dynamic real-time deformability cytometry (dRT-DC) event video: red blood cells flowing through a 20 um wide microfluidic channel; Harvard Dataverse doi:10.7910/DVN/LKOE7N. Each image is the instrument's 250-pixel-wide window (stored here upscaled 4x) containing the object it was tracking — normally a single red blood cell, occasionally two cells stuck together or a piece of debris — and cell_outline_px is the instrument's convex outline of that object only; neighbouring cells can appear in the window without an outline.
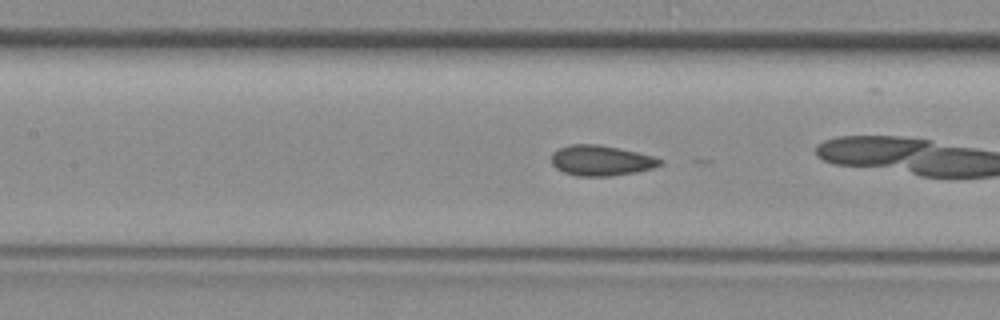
{"species": "common noctule bat (a hibernating species)", "species_latin": "Nyctalus noctula", "temperature_condition": "room temperature", "stored_images_in_passage": 24, "camera_frame_rate_fps": 3000, "um_per_image_px": 0.085, "animal": {"sex": "female", "body_mass_g": 29.2, "forearm_length_mm": 56.3}, "frame": {"image": 1, "passage_image": 7, "time_ms": 2.0, "image_size_px": [1000, 320], "cell_outline_px": [[664, 164], [652, 168], [636, 172], [612, 176], [576, 176], [564, 172], [556, 168], [552, 164], [552, 152], [568, 144], [600, 144], [636, 152], [652, 156], [664, 160]], "centroid_in_image_um": [51.09, 13.64], "position_along_channel_um": 156.3, "area_um2": 19.31}}
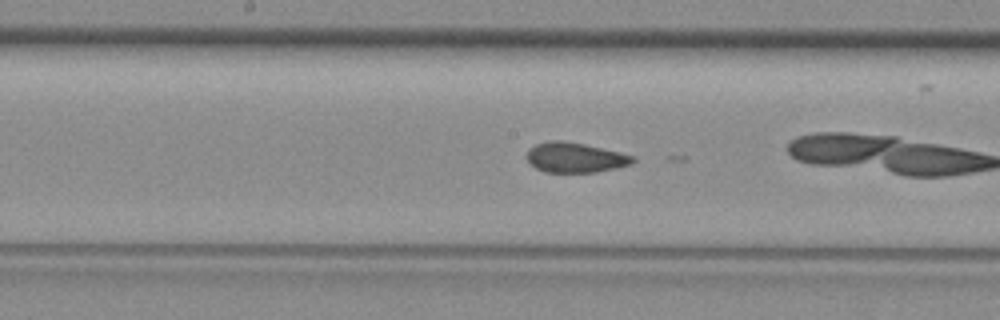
{"frame": {"image": 2, "passage_image": 10, "time_ms": 3.0, "image_size_px": [1000, 320], "cell_outline_px": [[636, 160], [632, 164], [616, 168], [596, 172], [544, 172], [536, 168], [528, 160], [528, 148], [536, 144], [552, 140], [564, 140], [584, 144], [620, 152], [636, 156]], "centroid_in_image_um": [48.93, 13.39], "position_along_channel_um": 199.3, "area_um2": 18.55}}